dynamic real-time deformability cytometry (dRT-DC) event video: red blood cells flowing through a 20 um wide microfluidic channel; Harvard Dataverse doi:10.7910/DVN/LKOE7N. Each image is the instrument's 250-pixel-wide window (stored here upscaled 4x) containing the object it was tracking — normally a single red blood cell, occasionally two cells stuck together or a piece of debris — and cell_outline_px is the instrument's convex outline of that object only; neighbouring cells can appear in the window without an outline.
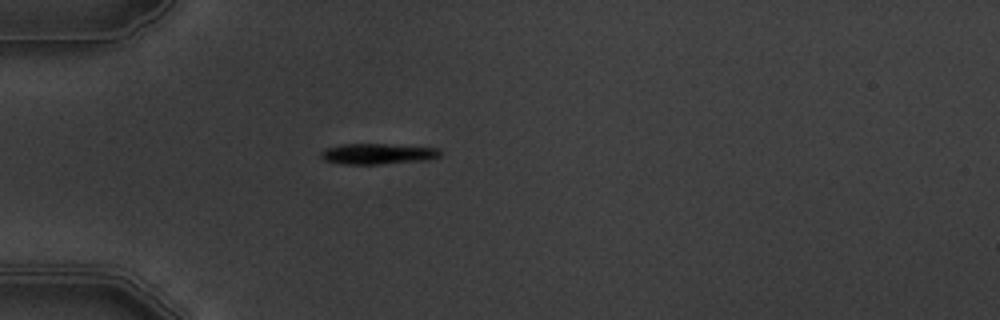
{"species": "common noctule bat (a hibernating species)", "species_latin": "Nyctalus noctula", "temperature_condition": "warm", "stored_images_in_passage": 3, "camera_frame_rate_fps": 3000, "um_per_image_px": 0.085, "animal": {"sex": "male", "body_mass_g": 19.5, "forearm_length_mm": 54.6}, "frame": {"image": 1, "passage_image": 2, "time_ms": 1.333, "image_size_px": [1000, 320], "cell_outline_px": [[440, 156], [428, 160], [380, 164], [344, 164], [324, 160], [320, 156], [320, 152], [328, 148], [344, 144], [384, 144], [436, 148], [440, 152]], "centroid_in_image_um": [32.09, 13.08], "position_along_channel_um": 52.9, "area_um2": 14.16}}